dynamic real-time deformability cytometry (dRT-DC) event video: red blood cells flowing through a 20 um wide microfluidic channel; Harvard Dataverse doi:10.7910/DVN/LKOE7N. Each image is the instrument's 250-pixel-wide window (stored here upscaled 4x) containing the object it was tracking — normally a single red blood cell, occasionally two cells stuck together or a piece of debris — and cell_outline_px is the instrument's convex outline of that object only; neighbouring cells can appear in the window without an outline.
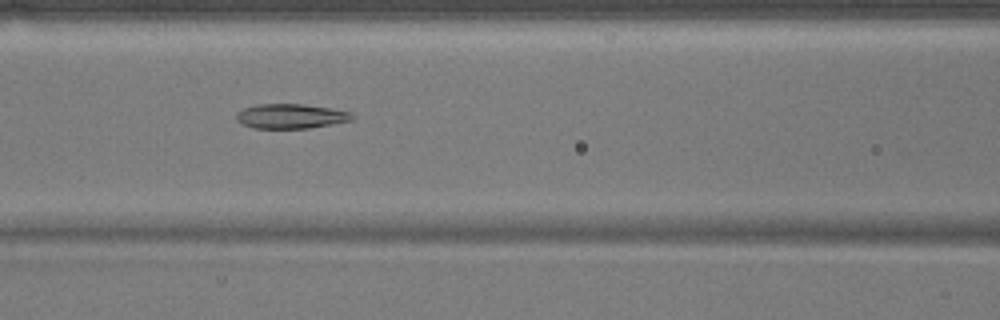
{"species": "common noctule bat (a hibernating species)", "species_latin": "Nyctalus noctula", "temperature_condition": "warm", "stored_images_in_passage": 37, "camera_frame_rate_fps": 3000, "um_per_image_px": 0.085, "animal": {"sex": "male", "body_mass_g": 17.9}, "frame": {"image": 1, "passage_image": 10, "time_ms": 3.0, "image_size_px": [1000, 320], "cell_outline_px": [[356, 116], [352, 120], [308, 128], [252, 128], [240, 124], [236, 120], [236, 112], [244, 108], [256, 104], [304, 104], [352, 112]], "centroid_in_image_um": [24.68, 9.87], "position_along_channel_um": 141.9, "area_um2": 16.7}}
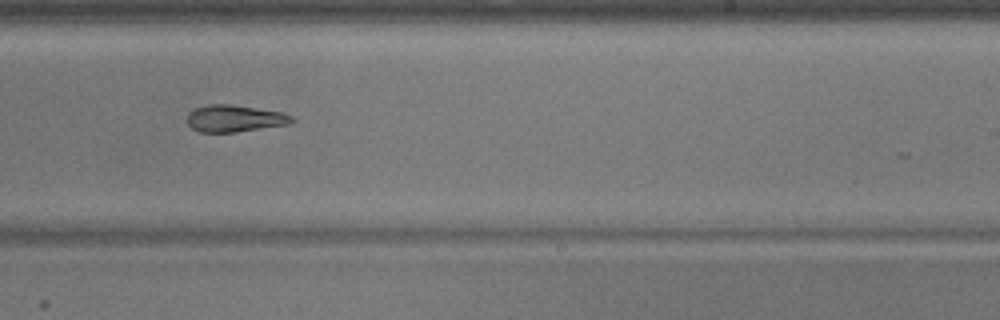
{"frame": {"image": 2, "passage_image": 20, "time_ms": 6.333, "image_size_px": [1000, 320], "cell_outline_px": [[296, 120], [288, 124], [236, 132], [200, 132], [192, 128], [188, 124], [188, 112], [196, 108], [208, 104], [228, 104], [284, 112], [292, 116]], "centroid_in_image_um": [19.95, 10.07], "position_along_channel_um": 269.0, "area_um2": 16.36}}
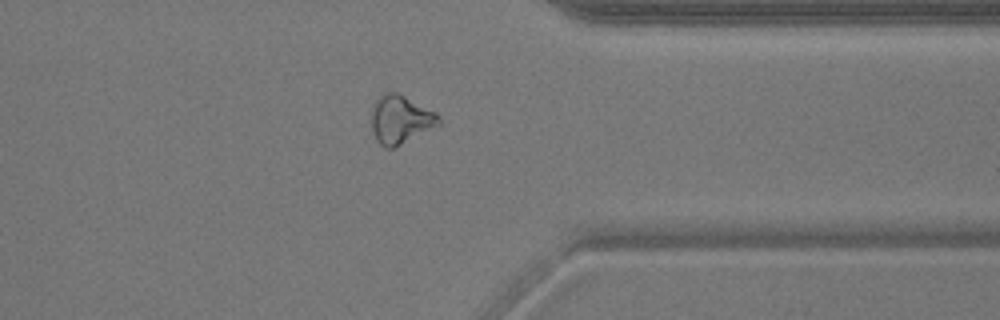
{"frame": {"image": 3, "passage_image": 29, "time_ms": 9.333, "image_size_px": [1000, 320], "cell_outline_px": [[440, 124], [392, 148], [388, 148], [380, 144], [376, 140], [372, 132], [372, 104], [380, 96], [388, 92], [396, 92], [436, 112], [440, 116]], "centroid_in_image_um": [34.02, 10.15], "position_along_channel_um": 377.4, "area_um2": 18.61}, "authors_computed_cell_mechanics": {"area_um2": 16.9932, "velocity_mm_per_s": 3.8298, "shape_relaxation_time_tau1_ms": 7.9774, "shape_relaxation_time_tau2_ms": 6.1159, "deformation_change_tau1": 0.1644, "deformation_change_tau2": 0.133}}